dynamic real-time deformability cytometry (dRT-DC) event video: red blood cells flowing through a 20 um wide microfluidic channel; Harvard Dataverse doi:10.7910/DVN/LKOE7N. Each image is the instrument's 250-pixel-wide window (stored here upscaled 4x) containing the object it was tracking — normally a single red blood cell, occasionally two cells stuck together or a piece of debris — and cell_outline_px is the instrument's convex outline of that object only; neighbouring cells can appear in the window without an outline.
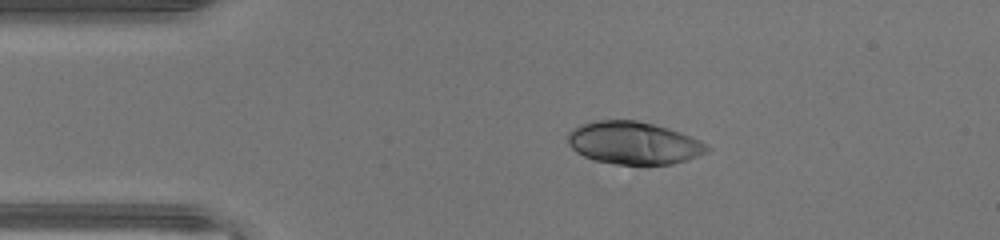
{"species": "human", "species_latin": "Homo sapiens", "temperature_condition": "warm", "stored_images_in_passage": 29, "camera_frame_rate_fps": 3000, "um_per_image_px": 0.085, "donor": {"sex": "male"}, "frame": {"image": 1, "passage_image": 1, "time_ms": 0.0, "image_size_px": [1000, 240], "cell_outline_px": [[712, 148], [708, 152], [688, 160], [672, 164], [616, 164], [592, 160], [576, 152], [568, 144], [568, 132], [572, 128], [580, 124], [596, 120], [636, 120], [668, 128], [680, 132], [700, 140], [708, 144]], "centroid_in_image_um": [53.86, 12.15], "position_along_channel_um": 31.1, "area_um2": 34.8}}
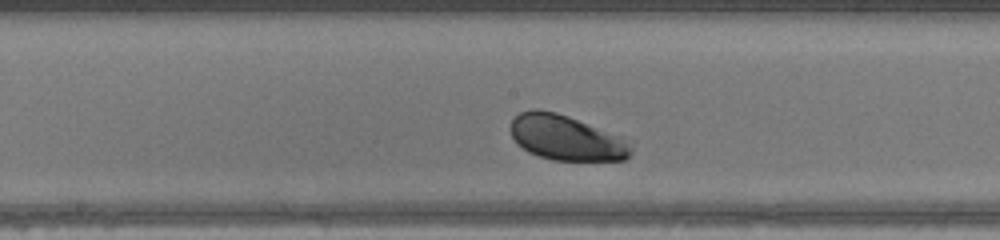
{"frame": {"image": 2, "passage_image": 16, "time_ms": 5.0, "image_size_px": [1000, 240], "cell_outline_px": [[632, 152], [624, 160], [552, 160], [528, 152], [516, 144], [512, 136], [512, 120], [520, 112], [532, 108], [540, 108], [556, 112], [568, 116], [620, 136], [632, 144]], "centroid_in_image_um": [48.11, 11.7], "position_along_channel_um": 200.1, "area_um2": 31.62}}
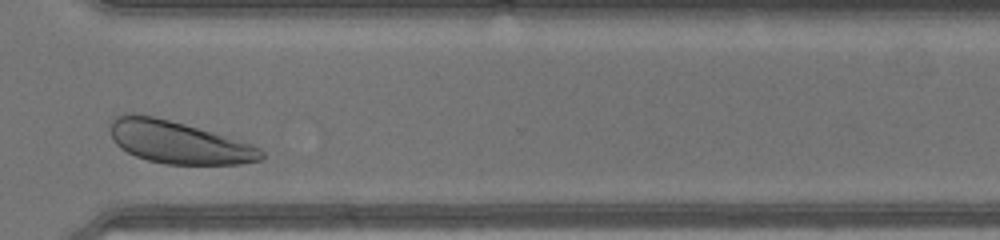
{"frame": {"image": 3, "passage_image": 27, "time_ms": 8.667, "image_size_px": [1000, 240], "cell_outline_px": [[264, 160], [240, 164], [168, 164], [148, 160], [136, 156], [120, 148], [116, 144], [108, 128], [108, 124], [112, 116], [124, 112], [136, 112], [184, 124], [240, 140], [252, 144], [260, 148], [264, 152]], "centroid_in_image_um": [15.12, 12.07], "position_along_channel_um": 355.5, "area_um2": 37.69}, "authors_computed_cell_mechanics": {"area_um2": 33.7552, "velocity_mm_per_s": 4.2838, "shape_relaxation_time_tau1_ms": 0.9574, "shape_relaxation_time_tau2_ms": null, "deformation_change_tau1": 0.0983, "deformation_change_tau2": null}}